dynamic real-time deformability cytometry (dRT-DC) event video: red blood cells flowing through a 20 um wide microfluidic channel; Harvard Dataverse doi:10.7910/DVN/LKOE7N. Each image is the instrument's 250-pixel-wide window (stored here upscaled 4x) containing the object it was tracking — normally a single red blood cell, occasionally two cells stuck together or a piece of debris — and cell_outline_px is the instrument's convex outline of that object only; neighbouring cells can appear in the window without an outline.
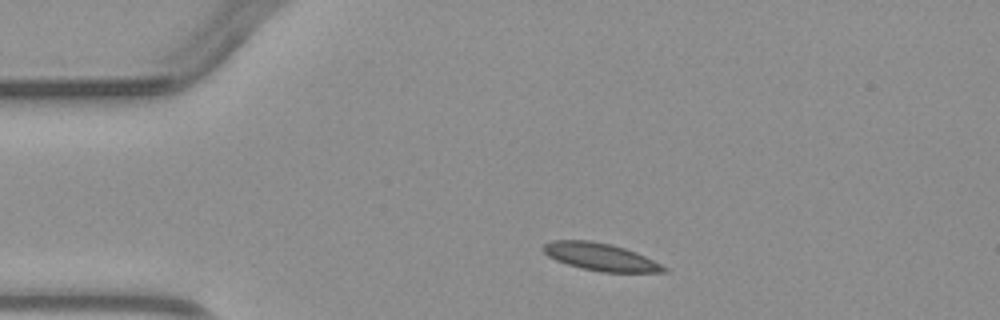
{"species": "common noctule bat (a hibernating species)", "species_latin": "Nyctalus noctula", "temperature_condition": "warm", "stored_images_in_passage": 3, "segment_of_instrument_passage": [1, 2], "camera_frame_rate_fps": 3000, "um_per_image_px": 0.085, "animal": {"sex": "male", "body_mass_g": 23.1, "forearm_length_mm": 52.7}, "frame": {"image": 1, "passage_image": 1, "time_ms": 0.0, "image_size_px": [1000, 320], "cell_outline_px": [[668, 272], [600, 272], [580, 268], [556, 260], [548, 256], [540, 248], [544, 244], [552, 240], [592, 240], [612, 244], [636, 252], [668, 268]], "centroid_in_image_um": [51.01, 21.83], "position_along_channel_um": 34.0, "area_um2": 19.36}}